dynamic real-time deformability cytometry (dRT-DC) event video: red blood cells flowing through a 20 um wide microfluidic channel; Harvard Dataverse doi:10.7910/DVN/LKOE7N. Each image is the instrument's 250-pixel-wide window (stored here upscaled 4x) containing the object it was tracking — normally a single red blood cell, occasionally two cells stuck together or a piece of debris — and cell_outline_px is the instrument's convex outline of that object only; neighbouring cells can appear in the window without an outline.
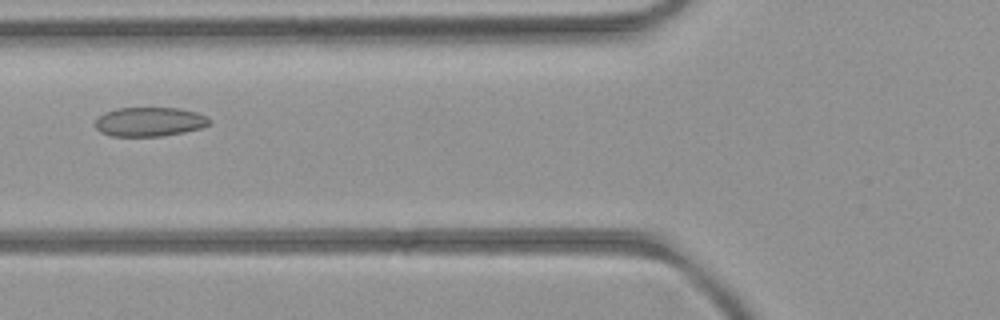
{"species": "common noctule bat (a hibernating species)", "species_latin": "Nyctalus noctula", "temperature_condition": "room temperature", "stored_images_in_passage": 4, "camera_frame_rate_fps": 3000, "um_per_image_px": 0.085, "animal": {"sex": "female", "body_mass_g": 21.9}, "frame": {"image": 1, "passage_image": 4, "time_ms": 3.333, "image_size_px": [1000, 320], "cell_outline_px": [[212, 124], [204, 128], [164, 136], [112, 136], [100, 132], [96, 128], [96, 120], [104, 112], [116, 108], [180, 108], [196, 112], [212, 120]], "centroid_in_image_um": [12.75, 10.35], "position_along_channel_um": 113.0, "area_um2": 19.59}}